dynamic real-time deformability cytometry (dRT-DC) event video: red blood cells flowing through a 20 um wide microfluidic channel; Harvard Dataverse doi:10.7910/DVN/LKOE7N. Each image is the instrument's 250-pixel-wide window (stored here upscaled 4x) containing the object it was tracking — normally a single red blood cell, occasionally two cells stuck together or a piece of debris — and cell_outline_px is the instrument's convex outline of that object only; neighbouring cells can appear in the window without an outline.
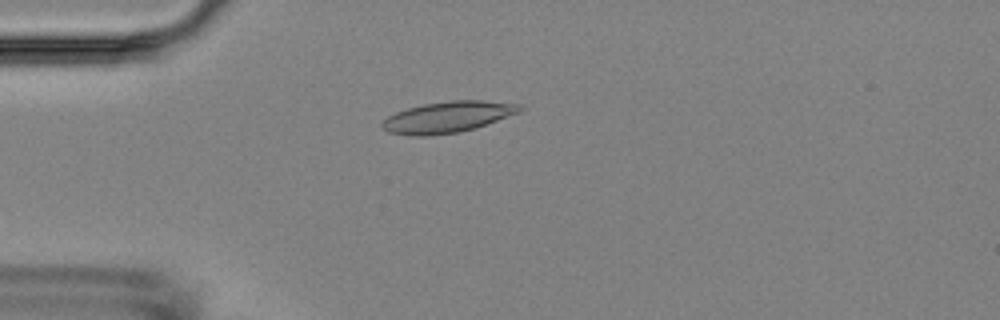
{"species": "Egyptian fruit bat (a non-hibernating species)", "species_latin": "Rousettus aegyptiacus", "temperature_condition": "room temperature", "stored_images_in_passage": 7, "camera_frame_rate_fps": 3000, "um_per_image_px": 0.085, "animal": {"sex": "female"}, "frame": {"image": 1, "passage_image": 4, "time_ms": 3.333, "image_size_px": [1000, 320], "cell_outline_px": [[524, 108], [520, 112], [460, 132], [428, 136], [412, 136], [388, 132], [380, 124], [388, 116], [396, 112], [408, 108], [424, 104], [448, 100], [484, 100], [520, 104]], "centroid_in_image_um": [38.04, 9.94], "position_along_channel_um": 47.0, "area_um2": 24.8}}